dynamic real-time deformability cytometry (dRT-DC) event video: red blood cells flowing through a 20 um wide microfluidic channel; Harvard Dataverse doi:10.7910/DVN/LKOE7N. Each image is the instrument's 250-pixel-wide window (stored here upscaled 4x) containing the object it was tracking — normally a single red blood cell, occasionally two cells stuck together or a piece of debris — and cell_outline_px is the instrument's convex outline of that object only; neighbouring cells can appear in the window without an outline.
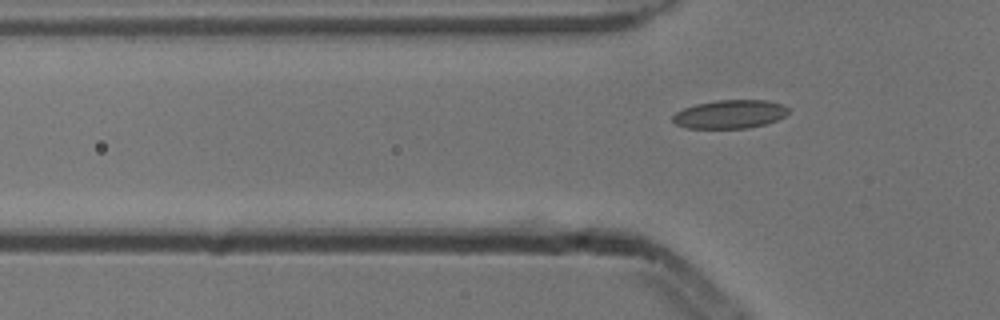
{"species": "common noctule bat (a hibernating species)", "species_latin": "Nyctalus noctula", "temperature_condition": "cold", "stored_images_in_passage": 17, "camera_frame_rate_fps": 3000, "um_per_image_px": 0.085, "animal": {"sex": "male", "body_mass_g": 13.3}, "frame": {"image": 1, "passage_image": 17, "time_ms": 5.333, "image_size_px": [1000, 320], "cell_outline_px": [[788, 112], [784, 116], [776, 120], [764, 124], [748, 128], [688, 128], [676, 124], [672, 120], [672, 116], [676, 112], [684, 108], [696, 104], [716, 100], [768, 100], [784, 104], [788, 108]], "centroid_in_image_um": [62.04, 9.7], "position_along_channel_um": 63.8, "area_um2": 19.19}}